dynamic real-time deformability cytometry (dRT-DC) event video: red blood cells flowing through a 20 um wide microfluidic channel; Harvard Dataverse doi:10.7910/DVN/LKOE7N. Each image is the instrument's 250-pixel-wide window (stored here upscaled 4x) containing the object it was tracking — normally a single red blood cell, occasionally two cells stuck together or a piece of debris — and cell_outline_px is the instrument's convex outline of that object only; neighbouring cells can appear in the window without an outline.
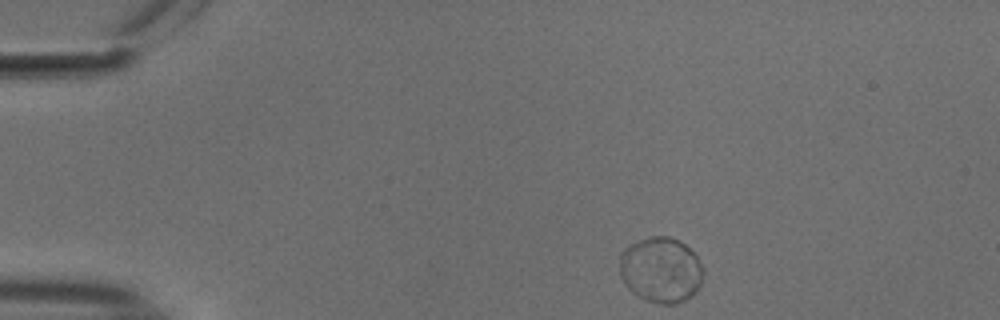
{"species": "common noctule bat (a hibernating species)", "species_latin": "Nyctalus noctula", "temperature_condition": "cold", "stored_images_in_passage": 46, "camera_frame_rate_fps": 3000, "um_per_image_px": 0.085, "animal": {"sex": "male", "body_mass_g": 18.8}, "frame": {"image": 1, "passage_image": 1, "time_ms": 0.0, "image_size_px": [1000, 320], "cell_outline_px": [[704, 272], [700, 284], [696, 292], [692, 296], [676, 304], [660, 304], [648, 300], [632, 292], [628, 288], [620, 276], [620, 252], [624, 248], [648, 236], [668, 236], [680, 240], [696, 256], [704, 268]], "centroid_in_image_um": [56.18, 22.93], "position_along_channel_um": 28.8, "area_um2": 32.02}}
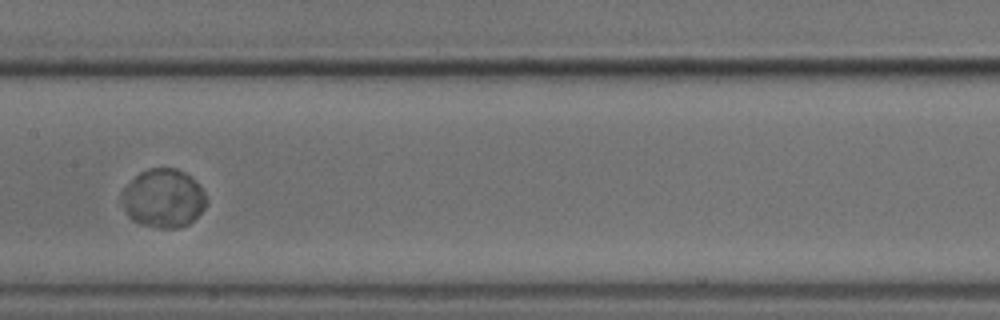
{"frame": {"image": 2, "passage_image": 20, "time_ms": 6.333, "image_size_px": [1000, 320], "cell_outline_px": [[204, 208], [188, 224], [180, 228], [156, 228], [140, 224], [132, 220], [128, 216], [124, 208], [120, 192], [140, 172], [148, 168], [176, 168], [192, 176], [200, 184], [204, 192]], "centroid_in_image_um": [13.87, 16.85], "position_along_channel_um": 193.5, "area_um2": 28.9}}
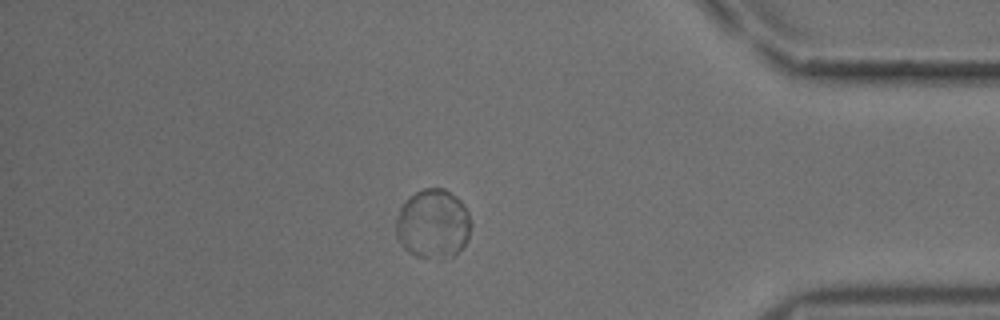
{"frame": {"image": 3, "passage_image": 39, "time_ms": 12.667, "image_size_px": [1000, 320], "cell_outline_px": [[472, 224], [468, 236], [464, 244], [452, 256], [416, 256], [408, 252], [400, 244], [396, 236], [396, 216], [404, 200], [408, 196], [424, 188], [444, 188], [456, 196], [460, 200], [468, 212]], "centroid_in_image_um": [36.78, 18.98], "position_along_channel_um": 398.4, "area_um2": 30.11}, "authors_computed_cell_mechanics": {"area_um2": 29.7092, "velocity_mm_per_s": 3.6694, "shape_relaxation_time_tau1_ms": 3.752, "shape_relaxation_time_tau2_ms": null, "deformation_change_tau1": 0.0355, "deformation_change_tau2": null}}